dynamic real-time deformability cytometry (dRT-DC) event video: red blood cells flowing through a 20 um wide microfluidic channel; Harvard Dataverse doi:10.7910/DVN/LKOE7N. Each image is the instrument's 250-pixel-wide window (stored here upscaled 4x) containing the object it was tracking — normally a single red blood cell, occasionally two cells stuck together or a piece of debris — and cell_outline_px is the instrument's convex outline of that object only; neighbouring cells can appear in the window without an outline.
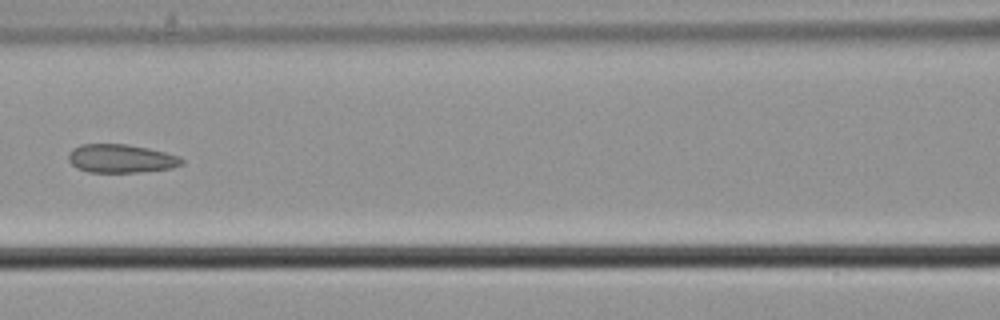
{"species": "common noctule bat (a hibernating species)", "species_latin": "Nyctalus noctula", "temperature_condition": "cold", "stored_images_in_passage": 6, "camera_frame_rate_fps": 3000, "um_per_image_px": 0.085, "animal": {"sex": "male", "body_mass_g": 21.5, "forearm_length_mm": 52.0}, "frame": {"image": 1, "passage_image": 6, "time_ms": 1.667, "image_size_px": [1000, 320], "cell_outline_px": [[184, 164], [172, 168], [140, 172], [88, 172], [76, 168], [68, 160], [68, 156], [72, 148], [80, 144], [128, 144], [148, 148], [180, 156], [184, 160]], "centroid_in_image_um": [10.29, 13.47], "position_along_channel_um": 156.3, "area_um2": 18.96}}